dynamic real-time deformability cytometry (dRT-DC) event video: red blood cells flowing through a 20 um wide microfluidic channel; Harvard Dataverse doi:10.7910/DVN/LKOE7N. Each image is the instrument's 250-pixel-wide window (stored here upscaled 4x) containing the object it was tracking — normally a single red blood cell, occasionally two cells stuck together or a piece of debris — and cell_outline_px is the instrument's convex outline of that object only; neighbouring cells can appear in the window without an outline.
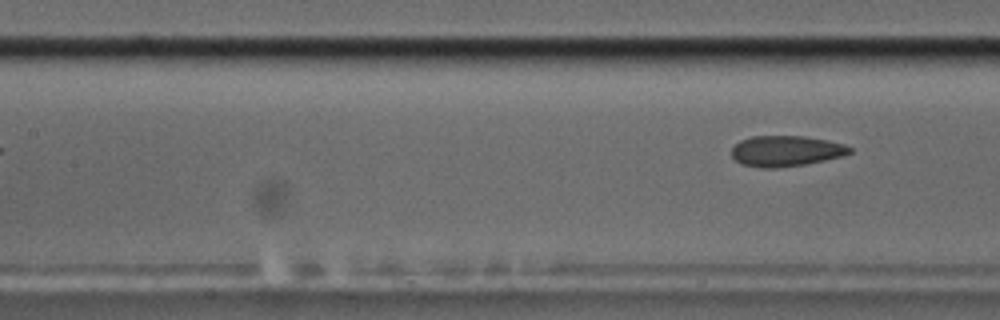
{"species": "common noctule bat (a hibernating species)", "species_latin": "Nyctalus noctula", "temperature_condition": "cold", "stored_images_in_passage": 5, "camera_frame_rate_fps": 3000, "um_per_image_px": 0.085, "animal": {"sex": "male", "body_mass_g": 17.5, "forearm_length_mm": 52.3}, "frame": {"image": 1, "passage_image": 5, "time_ms": 5.0, "image_size_px": [1000, 320], "cell_outline_px": [[852, 152], [844, 156], [804, 164], [776, 168], [760, 168], [740, 164], [732, 156], [732, 148], [740, 140], [752, 136], [804, 136], [828, 140], [844, 144], [852, 148]], "centroid_in_image_um": [66.81, 12.83], "position_along_channel_um": 140.6, "area_um2": 21.21}}